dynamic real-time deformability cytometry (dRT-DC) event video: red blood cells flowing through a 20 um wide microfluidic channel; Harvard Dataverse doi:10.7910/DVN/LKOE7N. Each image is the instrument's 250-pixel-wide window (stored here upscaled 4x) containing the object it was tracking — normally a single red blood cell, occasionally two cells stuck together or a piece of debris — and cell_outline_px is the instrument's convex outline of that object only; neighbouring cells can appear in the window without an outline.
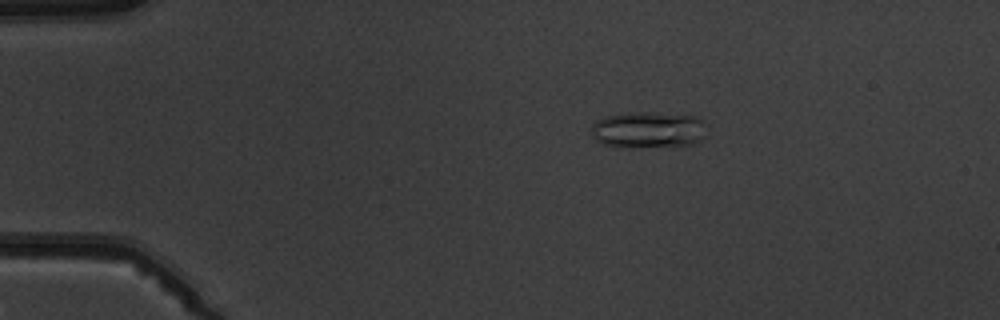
{"species": "common noctule bat (a hibernating species)", "species_latin": "Nyctalus noctula", "temperature_condition": "warm", "stored_images_in_passage": 5, "camera_frame_rate_fps": 3000, "um_per_image_px": 0.085, "animal": {"sex": "male", "body_mass_g": 19.5, "forearm_length_mm": 54.6}, "frame": {"image": 1, "passage_image": 2, "time_ms": 1.333, "image_size_px": [1000, 320], "cell_outline_px": [[704, 136], [700, 140], [692, 144], [632, 148], [616, 148], [604, 144], [596, 140], [592, 136], [592, 124], [596, 120], [604, 116], [636, 112], [644, 112], [696, 116], [704, 120]], "centroid_in_image_um": [55.05, 11.05], "position_along_channel_um": 29.9, "area_um2": 24.62}}
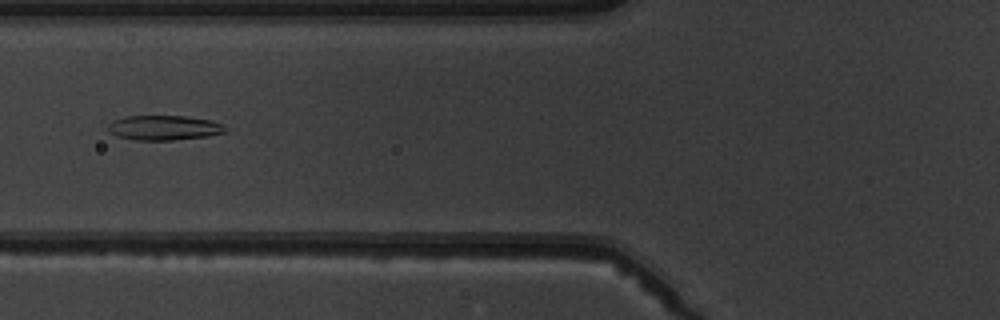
{"frame": {"image": 2, "passage_image": 5, "time_ms": 5.0, "image_size_px": [1000, 320], "cell_outline_px": [[228, 132], [208, 136], [172, 140], [136, 140], [116, 136], [108, 132], [108, 124], [112, 120], [124, 116], [184, 116], [212, 120], [224, 124]], "centroid_in_image_um": [13.94, 10.85], "position_along_channel_um": 111.9, "area_um2": 17.17}}